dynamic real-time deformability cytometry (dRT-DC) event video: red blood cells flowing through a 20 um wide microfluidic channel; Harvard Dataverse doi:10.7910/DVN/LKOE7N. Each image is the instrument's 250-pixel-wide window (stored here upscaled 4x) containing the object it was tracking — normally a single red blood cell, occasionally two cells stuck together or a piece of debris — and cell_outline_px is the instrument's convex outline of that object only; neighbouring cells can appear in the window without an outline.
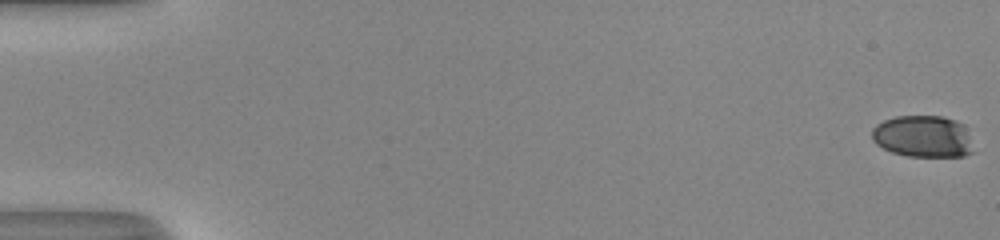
{"species": "human", "species_latin": "Homo sapiens", "temperature_condition": "room temperature", "stored_images_in_passage": 14, "camera_frame_rate_fps": 3000, "um_per_image_px": 0.085, "donor": {"sex": "male"}, "frame": {"image": 1, "passage_image": 1, "time_ms": 0.0, "image_size_px": [1000, 240], "cell_outline_px": [[972, 152], [964, 156], [908, 156], [892, 152], [876, 144], [872, 140], [872, 128], [876, 124], [884, 120], [896, 116], [944, 116], [956, 120], [964, 124]], "centroid_in_image_um": [78.41, 11.58], "position_along_channel_um": 6.6, "area_um2": 24.62}}